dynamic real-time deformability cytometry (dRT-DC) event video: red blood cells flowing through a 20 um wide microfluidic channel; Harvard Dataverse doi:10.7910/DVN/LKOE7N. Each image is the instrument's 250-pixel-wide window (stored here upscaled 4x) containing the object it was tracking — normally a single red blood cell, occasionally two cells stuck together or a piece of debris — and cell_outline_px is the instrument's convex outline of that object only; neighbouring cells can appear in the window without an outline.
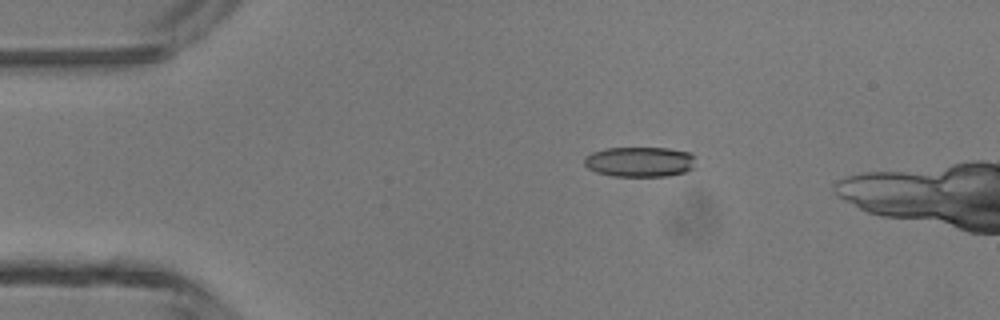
{"species": "common noctule bat (a hibernating species)", "species_latin": "Nyctalus noctula", "temperature_condition": "room temperature", "stored_images_in_passage": 4, "camera_frame_rate_fps": 3000, "um_per_image_px": 0.085, "animal": {"sex": "male", "body_mass_g": 13.3}, "frame": {"image": 1, "passage_image": 3, "time_ms": 2.333, "image_size_px": [1000, 320], "cell_outline_px": [[696, 168], [684, 172], [668, 176], [612, 176], [596, 172], [588, 168], [584, 164], [584, 156], [592, 152], [604, 148], [668, 148], [688, 152], [696, 156]], "centroid_in_image_um": [54.41, 13.75], "position_along_channel_um": 30.6, "area_um2": 19.88}}